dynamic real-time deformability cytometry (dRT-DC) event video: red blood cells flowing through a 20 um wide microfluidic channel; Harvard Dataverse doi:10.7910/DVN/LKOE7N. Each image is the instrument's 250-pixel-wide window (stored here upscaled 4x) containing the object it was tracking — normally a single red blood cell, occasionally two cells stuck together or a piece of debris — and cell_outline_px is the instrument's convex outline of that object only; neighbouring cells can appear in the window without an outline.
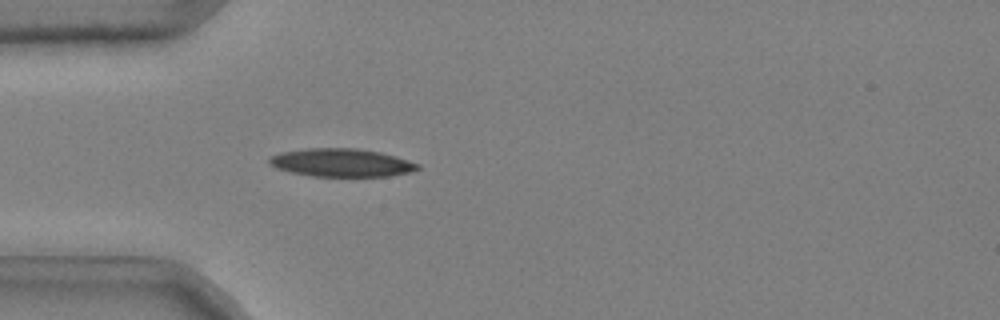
{"species": "common noctule bat (a hibernating species)", "species_latin": "Nyctalus noctula", "temperature_condition": "cold", "stored_images_in_passage": 50, "camera_frame_rate_fps": 3000, "um_per_image_px": 0.085, "animal": {"sex": "male", "body_mass_g": 20.4}, "frame": {"image": 1, "passage_image": 14, "time_ms": 4.333, "image_size_px": [1000, 320], "cell_outline_px": [[420, 168], [412, 172], [388, 176], [312, 176], [292, 172], [276, 168], [268, 164], [268, 156], [280, 152], [308, 148], [356, 148], [380, 152], [420, 164]], "centroid_in_image_um": [28.98, 13.82], "position_along_channel_um": 56.0, "area_um2": 24.33}}
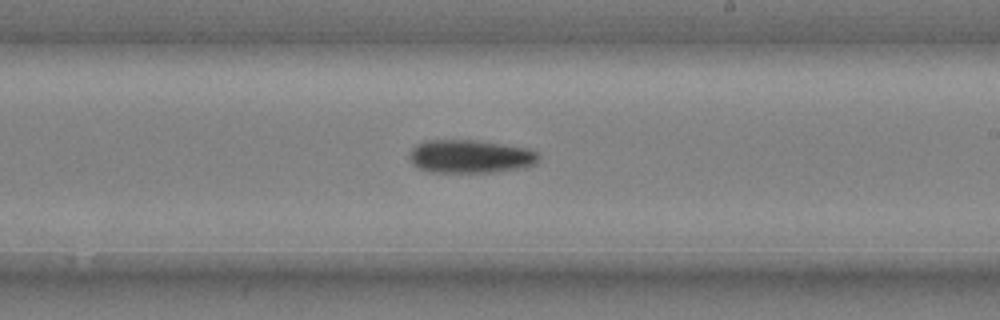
{"frame": {"image": 2, "passage_image": 30, "time_ms": 9.667, "image_size_px": [1000, 320], "cell_outline_px": [[540, 160], [536, 164], [528, 168], [492, 172], [432, 172], [420, 168], [412, 164], [408, 156], [412, 148], [416, 144], [424, 140], [480, 140], [528, 148], [536, 152], [540, 156]], "centroid_in_image_um": [40.01, 13.29], "position_along_channel_um": 249.0, "area_um2": 25.49}}
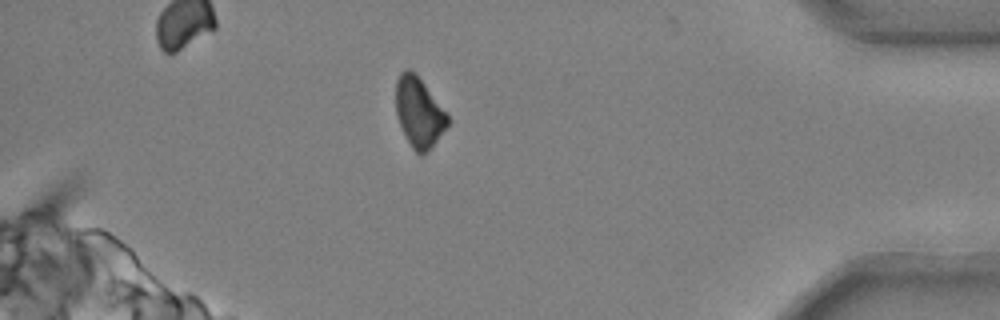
{"frame": {"image": 3, "passage_image": 45, "time_ms": 14.667, "image_size_px": [1000, 320], "cell_outline_px": [[452, 120], [432, 148], [428, 152], [420, 156], [412, 148], [400, 124], [396, 112], [396, 80], [400, 72], [404, 68], [408, 68], [416, 72]], "centroid_in_image_um": [35.63, 9.54], "position_along_channel_um": 399.6, "area_um2": 21.39}, "authors_computed_cell_mechanics": {"area_um2": 23.6691, "velocity_mm_per_s": 3.7099, "shape_relaxation_time_tau1_ms": 3.7096, "shape_relaxation_time_tau2_ms": null, "deformation_change_tau1": 0.098, "deformation_change_tau2": null}}